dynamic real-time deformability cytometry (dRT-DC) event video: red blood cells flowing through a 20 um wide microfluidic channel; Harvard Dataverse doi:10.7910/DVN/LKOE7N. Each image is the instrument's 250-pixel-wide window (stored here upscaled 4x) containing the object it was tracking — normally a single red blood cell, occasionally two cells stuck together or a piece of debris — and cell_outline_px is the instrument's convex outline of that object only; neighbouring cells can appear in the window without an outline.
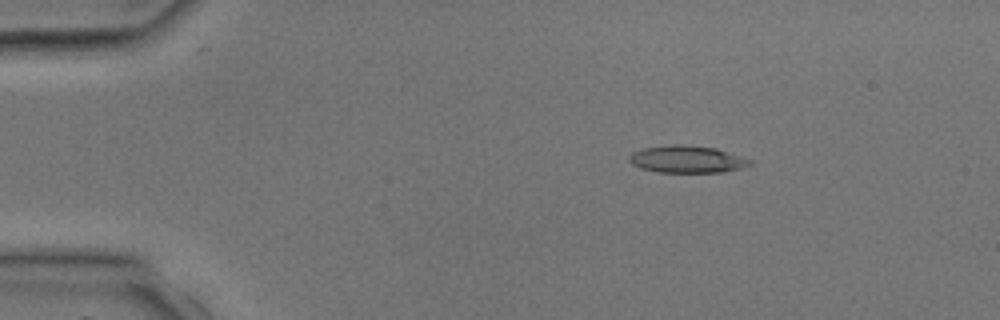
{"species": "common noctule bat (a hibernating species)", "species_latin": "Nyctalus noctula", "temperature_condition": "room temperature", "stored_images_in_passage": 2, "camera_frame_rate_fps": 3000, "um_per_image_px": 0.085, "animal": {"sex": "male", "body_mass_g": 17.9, "forearm_length_mm": 54.2}, "frame": {"image": 1, "passage_image": 1, "time_ms": 0.0, "image_size_px": [1000, 320], "cell_outline_px": [[752, 164], [744, 168], [724, 172], [660, 172], [640, 168], [632, 164], [628, 160], [628, 156], [632, 152], [644, 148], [676, 144], [684, 144], [716, 148], [752, 160]], "centroid_in_image_um": [58.41, 13.54], "position_along_channel_um": 26.6, "area_um2": 19.19}}